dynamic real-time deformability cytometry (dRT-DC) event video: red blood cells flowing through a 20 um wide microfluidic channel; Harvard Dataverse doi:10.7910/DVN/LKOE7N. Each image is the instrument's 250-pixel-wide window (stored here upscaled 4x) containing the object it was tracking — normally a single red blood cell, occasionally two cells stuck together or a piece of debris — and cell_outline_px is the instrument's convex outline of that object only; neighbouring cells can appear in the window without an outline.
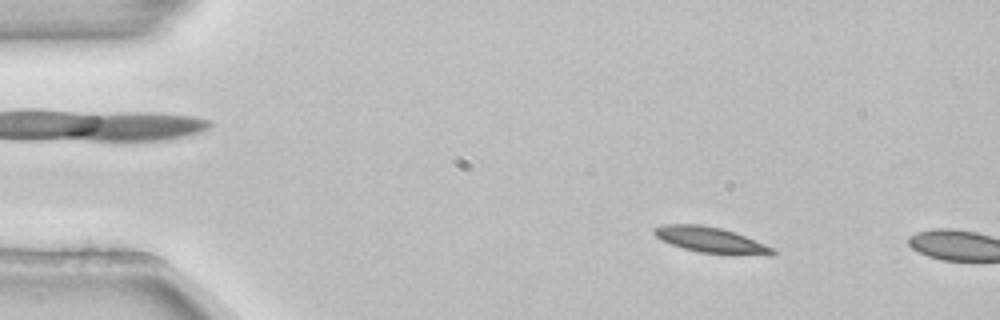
{"species": "common noctule bat (a hibernating species)", "species_latin": "Nyctalus noctula", "temperature_condition": "room temperature", "stored_images_in_passage": 3, "camera_frame_rate_fps": 3000, "um_per_image_px": 0.085, "animal": {"sex": "female", "body_mass_g": 22.7, "forearm_length_mm": 54.2}, "frame": {"image": 1, "passage_image": 2, "time_ms": 0.333, "image_size_px": [1000, 320], "cell_outline_px": [[776, 252], [772, 256], [768, 256], [700, 252], [684, 248], [660, 240], [652, 232], [652, 228], [664, 224], [700, 224], [720, 228], [736, 232], [776, 248]], "centroid_in_image_um": [60.46, 20.39], "position_along_channel_um": 24.5, "area_um2": 17.92}}